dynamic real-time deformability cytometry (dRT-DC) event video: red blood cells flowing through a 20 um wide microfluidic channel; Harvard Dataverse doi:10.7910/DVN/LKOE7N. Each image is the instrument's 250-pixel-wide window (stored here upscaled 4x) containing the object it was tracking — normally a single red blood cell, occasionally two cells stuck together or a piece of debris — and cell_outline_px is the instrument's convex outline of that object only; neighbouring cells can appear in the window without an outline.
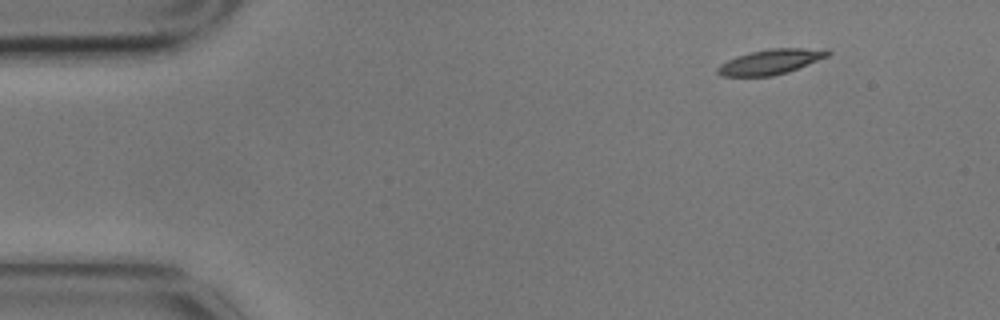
{"species": "common noctule bat (a hibernating species)", "species_latin": "Nyctalus noctula", "temperature_condition": "cold", "stored_images_in_passage": 5, "camera_frame_rate_fps": 3000, "um_per_image_px": 0.085, "animal": {"sex": "male", "body_mass_g": 17.9}, "frame": {"image": 1, "passage_image": 1, "time_ms": 0.0, "image_size_px": [1000, 320], "cell_outline_px": [[832, 52], [828, 56], [788, 72], [772, 76], [720, 76], [716, 72], [716, 68], [720, 64], [736, 56], [748, 52], [768, 48], [828, 48]], "centroid_in_image_um": [65.51, 5.23], "position_along_channel_um": 19.5, "area_um2": 16.3}}